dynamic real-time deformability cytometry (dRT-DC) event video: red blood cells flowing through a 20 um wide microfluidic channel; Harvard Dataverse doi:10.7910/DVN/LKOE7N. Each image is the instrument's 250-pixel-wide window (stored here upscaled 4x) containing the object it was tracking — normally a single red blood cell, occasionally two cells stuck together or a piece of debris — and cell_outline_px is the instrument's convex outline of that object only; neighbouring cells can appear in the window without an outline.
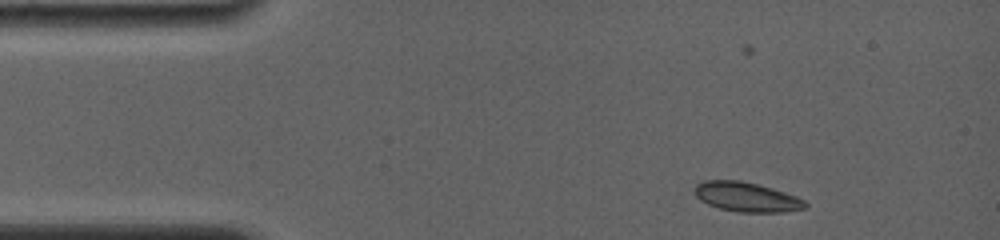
{"species": "common noctule bat (a hibernating species)", "species_latin": "Nyctalus noctula", "temperature_condition": "room temperature", "stored_images_in_passage": 30, "camera_frame_rate_fps": 4000, "um_per_image_px": 0.085, "animal": {"sex": "female", "body_mass_g": 19.0, "forearm_length_mm": 56.7}, "frame": {"image": 1, "passage_image": 1, "time_ms": 0.0, "image_size_px": [1000, 240], "cell_outline_px": [[808, 208], [784, 212], [736, 212], [720, 208], [708, 204], [700, 200], [692, 192], [692, 188], [696, 184], [704, 180], [740, 180], [772, 188], [796, 196], [804, 200], [808, 204]], "centroid_in_image_um": [63.43, 16.74], "position_along_channel_um": 21.6, "area_um2": 19.25}}
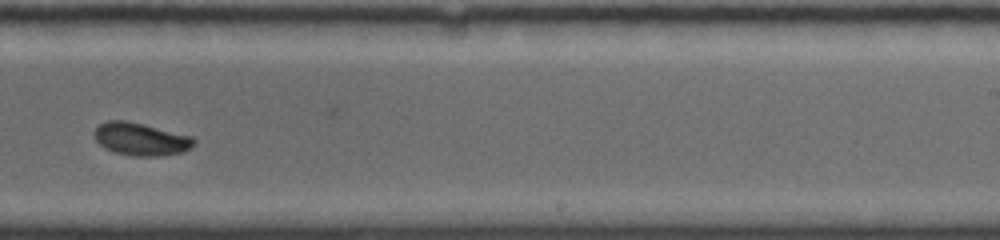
{"frame": {"image": 2, "passage_image": 15, "time_ms": 8.5, "image_size_px": [1000, 240], "cell_outline_px": [[196, 144], [184, 152], [156, 156], [136, 156], [116, 152], [104, 148], [96, 140], [92, 132], [100, 124], [108, 120], [124, 120], [192, 136], [196, 140]], "centroid_in_image_um": [11.97, 11.83], "position_along_channel_um": 277.0, "area_um2": 18.84}}
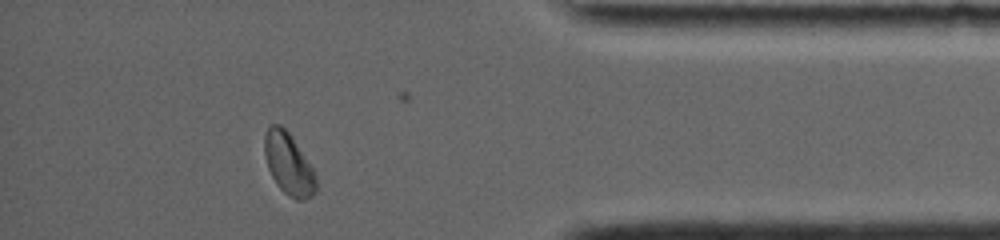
{"frame": {"image": 3, "passage_image": 26, "time_ms": 12.5, "image_size_px": [1000, 240], "cell_outline_px": [[316, 192], [312, 196], [304, 200], [296, 200], [288, 196], [276, 184], [268, 168], [264, 152], [264, 136], [268, 124], [280, 124], [292, 136], [312, 168], [316, 176]], "centroid_in_image_um": [24.52, 13.93], "position_along_channel_um": 410.7, "area_um2": 18.61}, "authors_computed_cell_mechanics": {"area_um2": 18.9295, "velocity_mm_per_s": 3.7914, "shape_relaxation_time_tau1_ms": 3.9838, "shape_relaxation_time_tau2_ms": 1.3303, "deformation_change_tau1": 0.111, "deformation_change_tau2": 0.031}}